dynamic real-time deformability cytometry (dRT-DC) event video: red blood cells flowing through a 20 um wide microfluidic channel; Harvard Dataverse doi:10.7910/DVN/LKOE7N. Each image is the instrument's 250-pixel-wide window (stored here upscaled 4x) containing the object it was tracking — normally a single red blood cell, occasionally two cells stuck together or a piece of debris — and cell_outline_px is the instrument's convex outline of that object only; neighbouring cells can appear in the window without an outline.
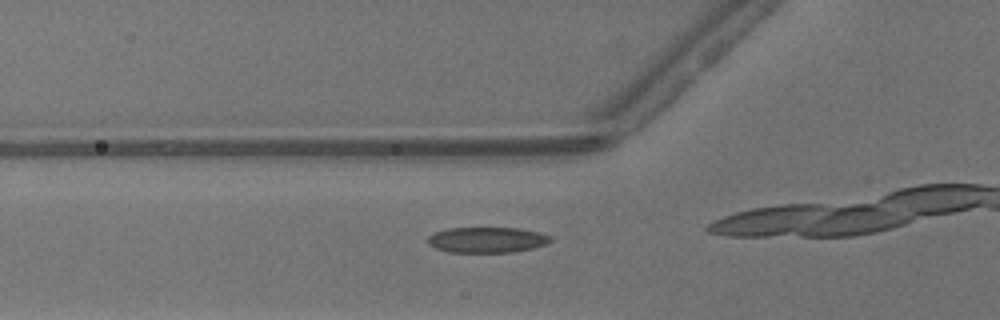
{"species": "common noctule bat (a hibernating species)", "species_latin": "Nyctalus noctula", "temperature_condition": "warm", "stored_images_in_passage": 15, "camera_frame_rate_fps": 3000, "um_per_image_px": 0.085, "animal": {"sex": "male", "body_mass_g": 13.3}, "frame": {"image": 1, "passage_image": 11, "time_ms": 3.333, "image_size_px": [1000, 320], "cell_outline_px": [[552, 240], [548, 244], [532, 248], [512, 252], [448, 252], [436, 248], [428, 244], [424, 240], [428, 236], [436, 232], [448, 228], [520, 228], [540, 232], [552, 236]], "centroid_in_image_um": [41.4, 20.38], "position_along_channel_um": 84.4, "area_um2": 18.5}}